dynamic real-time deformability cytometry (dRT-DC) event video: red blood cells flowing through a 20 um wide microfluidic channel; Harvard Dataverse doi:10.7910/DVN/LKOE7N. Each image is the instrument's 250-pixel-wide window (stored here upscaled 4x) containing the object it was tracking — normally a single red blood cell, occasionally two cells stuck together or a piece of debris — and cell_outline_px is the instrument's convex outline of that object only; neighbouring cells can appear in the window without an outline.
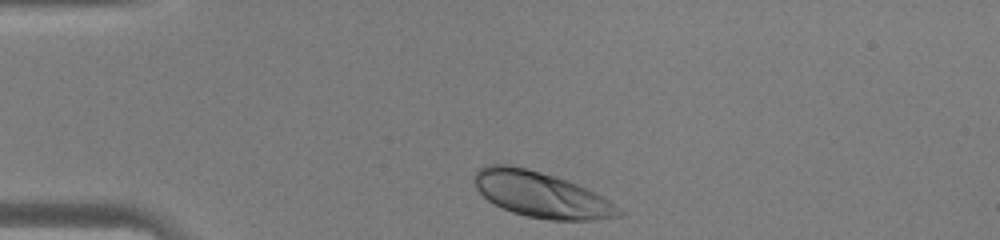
{"species": "human", "species_latin": "Homo sapiens", "temperature_condition": "warm", "stored_images_in_passage": 29, "camera_frame_rate_fps": 3000, "um_per_image_px": 0.085, "donor": {"sex": "male"}, "frame": {"image": 1, "passage_image": 1, "time_ms": 0.0, "image_size_px": [1000, 240], "cell_outline_px": [[624, 216], [592, 220], [548, 220], [528, 216], [512, 212], [488, 200], [476, 188], [472, 180], [472, 176], [484, 164], [508, 164], [540, 172], [576, 184], [604, 196], [620, 208], [624, 212]], "centroid_in_image_um": [46.01, 16.55], "position_along_channel_um": 39.0, "area_um2": 38.26}}
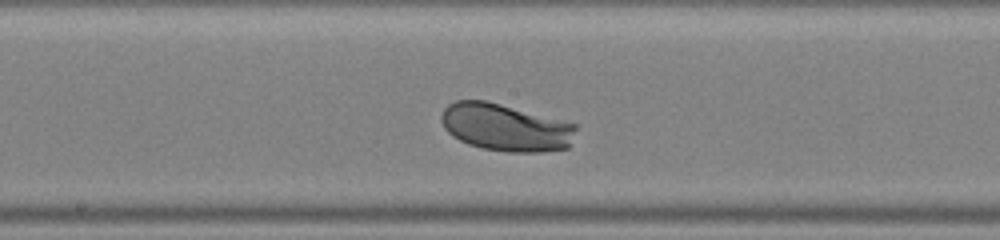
{"frame": {"image": 2, "passage_image": 15, "time_ms": 4.667, "image_size_px": [1000, 240], "cell_outline_px": [[576, 128], [568, 148], [540, 152], [508, 152], [484, 148], [468, 144], [452, 136], [444, 128], [440, 120], [440, 116], [444, 108], [448, 104], [456, 100], [484, 100], [500, 104], [576, 124]], "centroid_in_image_um": [42.93, 10.83], "position_along_channel_um": 205.3, "area_um2": 36.93}}
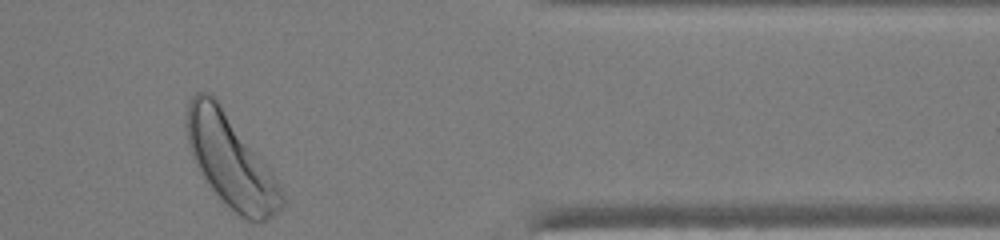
{"frame": {"image": 3, "passage_image": 29, "time_ms": 9.333, "image_size_px": [1000, 240], "cell_outline_px": [[284, 204], [268, 220], [260, 224], [248, 220], [240, 216], [220, 200], [200, 172], [188, 148], [184, 124], [188, 104], [192, 96], [196, 92], [208, 92], [216, 100], [268, 168], [276, 180], [284, 196]], "centroid_in_image_um": [19.55, 13.72], "position_along_channel_um": 391.8, "area_um2": 50.23}}